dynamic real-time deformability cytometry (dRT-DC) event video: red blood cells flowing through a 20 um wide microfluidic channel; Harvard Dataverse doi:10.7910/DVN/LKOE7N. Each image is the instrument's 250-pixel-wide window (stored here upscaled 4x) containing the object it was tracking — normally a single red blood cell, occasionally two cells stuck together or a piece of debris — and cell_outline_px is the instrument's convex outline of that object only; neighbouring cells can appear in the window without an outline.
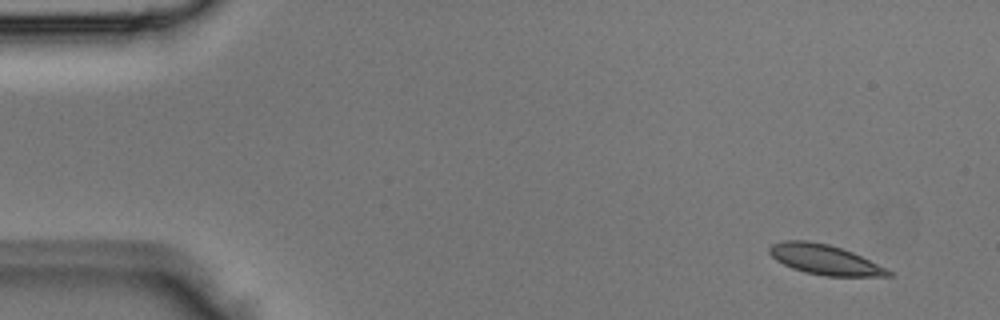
{"species": "Egyptian fruit bat (a non-hibernating species)", "species_latin": "Rousettus aegyptiacus", "temperature_condition": "room temperature", "stored_images_in_passage": 3, "camera_frame_rate_fps": 3000, "um_per_image_px": 0.085, "animal": {"sex": "male"}, "frame": {"image": 1, "passage_image": 1, "time_ms": 0.0, "image_size_px": [1000, 320], "cell_outline_px": [[892, 276], [824, 276], [792, 268], [776, 260], [768, 252], [768, 248], [772, 244], [784, 240], [808, 240], [828, 244], [852, 252], [888, 268], [892, 272]], "centroid_in_image_um": [70.1, 22.06], "position_along_channel_um": 14.9, "area_um2": 20.69}}